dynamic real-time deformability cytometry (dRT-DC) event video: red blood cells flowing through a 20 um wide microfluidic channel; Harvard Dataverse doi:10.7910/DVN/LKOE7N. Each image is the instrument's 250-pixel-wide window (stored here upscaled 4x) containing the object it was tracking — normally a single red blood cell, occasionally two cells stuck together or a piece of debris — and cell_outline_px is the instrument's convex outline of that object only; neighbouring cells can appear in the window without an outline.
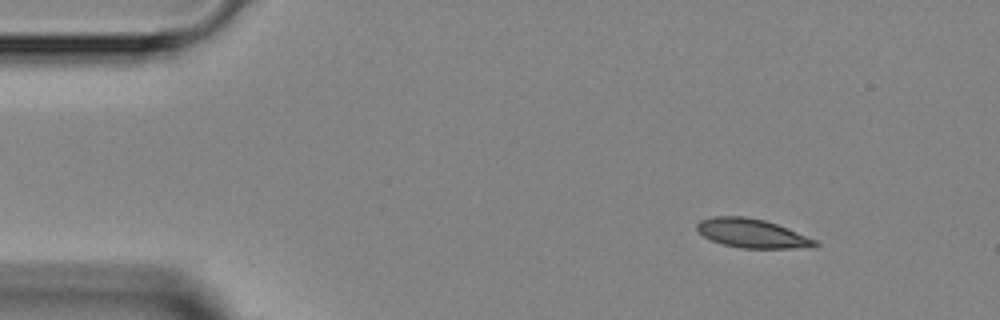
{"species": "Egyptian fruit bat (a non-hibernating species)", "species_latin": "Rousettus aegyptiacus", "temperature_condition": "room temperature", "stored_images_in_passage": 3, "camera_frame_rate_fps": 3000, "um_per_image_px": 0.085, "animal": {"sex": "female"}, "frame": {"image": 1, "passage_image": 1, "time_ms": 0.0, "image_size_px": [1000, 320], "cell_outline_px": [[820, 244], [812, 248], [740, 248], [724, 244], [712, 240], [704, 236], [696, 228], [696, 224], [700, 220], [712, 216], [744, 216], [764, 220], [788, 228], [816, 240]], "centroid_in_image_um": [63.94, 19.83], "position_along_channel_um": 21.1, "area_um2": 19.88}}